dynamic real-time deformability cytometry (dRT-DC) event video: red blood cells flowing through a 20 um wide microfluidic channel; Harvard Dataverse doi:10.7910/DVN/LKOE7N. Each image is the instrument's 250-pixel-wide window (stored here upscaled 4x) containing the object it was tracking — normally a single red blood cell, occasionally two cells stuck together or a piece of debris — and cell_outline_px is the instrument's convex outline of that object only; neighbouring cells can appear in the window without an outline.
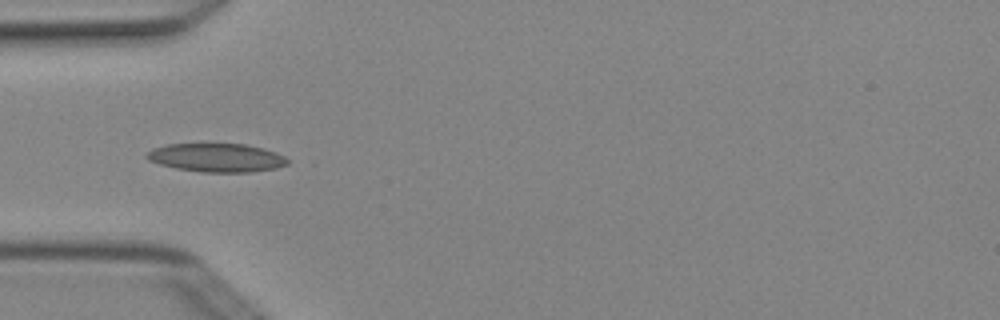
{"species": "Egyptian fruit bat (a non-hibernating species)", "species_latin": "Rousettus aegyptiacus", "temperature_condition": "cold", "stored_images_in_passage": 4, "camera_frame_rate_fps": 3000, "um_per_image_px": 0.085, "animal": {"sex": "female"}, "frame": {"image": 1, "passage_image": 4, "time_ms": 1.0, "image_size_px": [1000, 320], "cell_outline_px": [[288, 164], [276, 168], [252, 172], [200, 172], [176, 168], [160, 164], [148, 160], [144, 156], [152, 148], [168, 144], [244, 144], [264, 148], [276, 152], [284, 156], [288, 160]], "centroid_in_image_um": [18.41, 13.4], "position_along_channel_um": 66.6, "area_um2": 23.47}}